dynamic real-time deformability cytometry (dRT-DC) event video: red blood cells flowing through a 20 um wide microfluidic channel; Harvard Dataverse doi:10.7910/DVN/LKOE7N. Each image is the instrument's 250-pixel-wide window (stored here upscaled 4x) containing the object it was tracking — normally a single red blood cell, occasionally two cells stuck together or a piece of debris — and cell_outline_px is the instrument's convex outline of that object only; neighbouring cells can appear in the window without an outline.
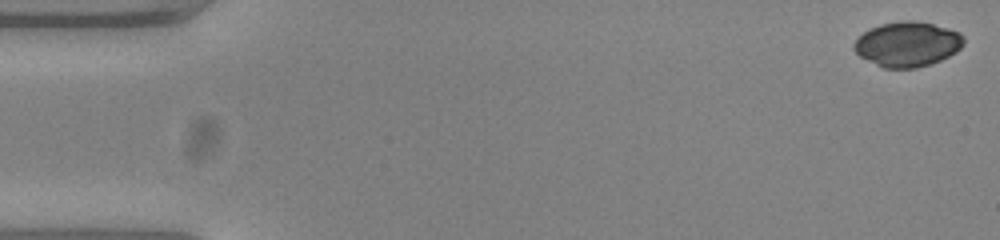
{"species": "common noctule bat (a hibernating species)", "species_latin": "Nyctalus noctula", "temperature_condition": "warm", "stored_images_in_passage": 54, "camera_frame_rate_fps": 3000, "um_per_image_px": 0.085, "animal": {"sex": "female", "body_mass_g": 23.0, "forearm_length_mm": 53.4}, "frame": {"image": 1, "passage_image": 1, "time_ms": 0.0, "image_size_px": [1000, 240], "cell_outline_px": [[964, 44], [956, 52], [940, 60], [916, 68], [884, 68], [860, 56], [852, 48], [852, 44], [868, 28], [880, 24], [900, 20], [916, 20], [948, 28], [960, 32], [964, 36]], "centroid_in_image_um": [77.13, 3.73], "position_along_channel_um": 7.9, "area_um2": 28.78}}
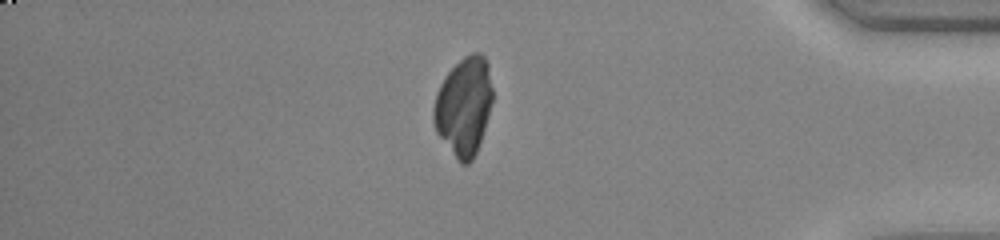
{"frame": {"image": 2, "passage_image": 46, "time_ms": 15.0, "image_size_px": [1000, 240], "cell_outline_px": [[492, 104], [476, 152], [472, 160], [468, 164], [460, 164], [456, 160], [436, 132], [432, 120], [432, 108], [436, 92], [440, 84], [448, 72], [464, 56], [472, 52], [480, 52], [484, 56], [488, 64], [492, 88]], "centroid_in_image_um": [39.4, 9.04], "position_along_channel_um": 395.8, "area_um2": 33.93}}
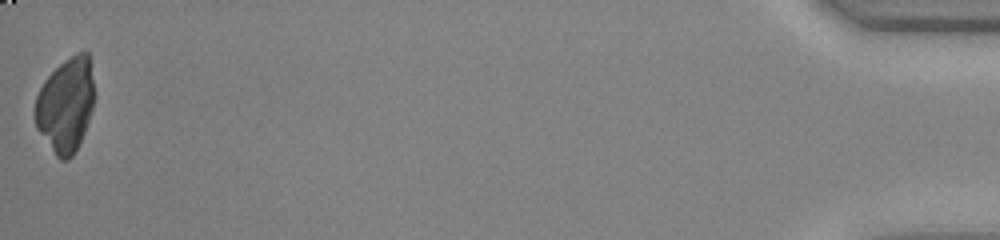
{"frame": {"image": 3, "passage_image": 54, "time_ms": 17.667, "image_size_px": [1000, 240], "cell_outline_px": [[92, 108], [84, 132], [72, 156], [68, 160], [60, 160], [56, 156], [36, 128], [36, 96], [44, 80], [64, 60], [76, 52], [88, 52], [92, 80]], "centroid_in_image_um": [5.56, 8.92], "position_along_channel_um": 429.6, "area_um2": 31.85}}